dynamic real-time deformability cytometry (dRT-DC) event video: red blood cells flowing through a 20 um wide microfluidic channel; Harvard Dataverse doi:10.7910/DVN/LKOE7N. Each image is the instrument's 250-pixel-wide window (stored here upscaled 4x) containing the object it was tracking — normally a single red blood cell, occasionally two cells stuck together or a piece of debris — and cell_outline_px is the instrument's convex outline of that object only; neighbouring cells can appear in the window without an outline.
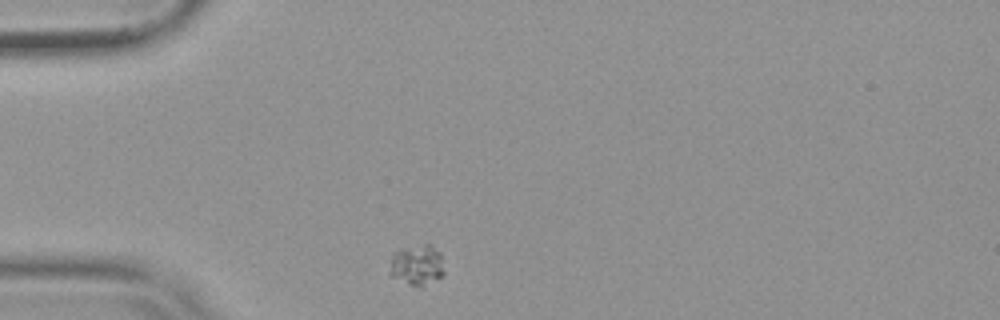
{"species": "common noctule bat (a hibernating species)", "species_latin": "Nyctalus noctula", "temperature_condition": "warm", "stored_images_in_passage": 42, "camera_frame_rate_fps": 3000, "um_per_image_px": 0.085, "animal": {"sex": "female", "body_mass_g": 19.9}, "frame": {"image": 1, "passage_image": 1, "time_ms": 0.0, "image_size_px": [1000, 320], "cell_outline_px": [[444, 272], [440, 276], [420, 288], [408, 284], [388, 276], [388, 272], [392, 256], [396, 252], [424, 244], [432, 244], [440, 252]], "centroid_in_image_um": [35.42, 22.56], "position_along_channel_um": 49.6, "area_um2": 12.77}}
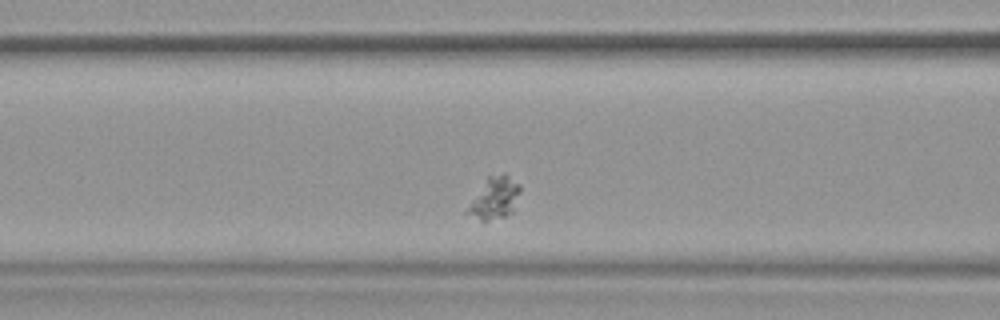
{"frame": {"image": 2, "passage_image": 9, "time_ms": 2.667, "image_size_px": [1000, 320], "cell_outline_px": [[520, 192], [512, 212], [504, 216], [488, 220], [480, 220], [464, 212], [488, 176], [504, 172], [520, 184]], "centroid_in_image_um": [42.06, 16.81], "position_along_channel_um": 124.5, "area_um2": 12.6}}
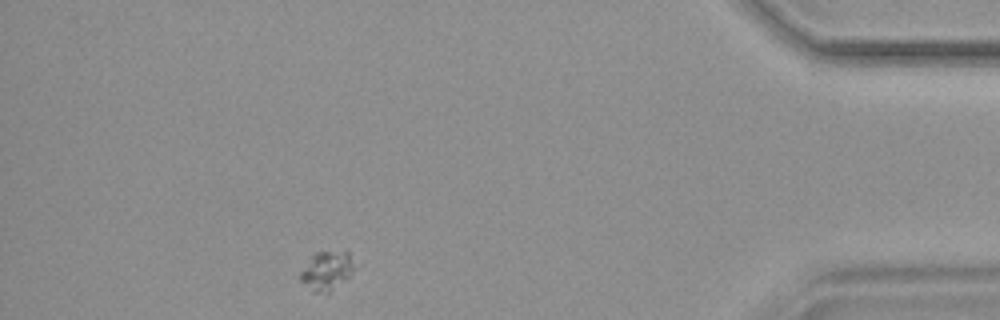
{"frame": {"image": 3, "passage_image": 37, "time_ms": 12.0, "image_size_px": [1000, 320], "cell_outline_px": [[352, 272], [328, 296], [312, 292], [300, 280], [300, 272], [312, 252], [348, 252], [352, 264]], "centroid_in_image_um": [27.69, 23.07], "position_along_channel_um": 407.5, "area_um2": 12.31}}